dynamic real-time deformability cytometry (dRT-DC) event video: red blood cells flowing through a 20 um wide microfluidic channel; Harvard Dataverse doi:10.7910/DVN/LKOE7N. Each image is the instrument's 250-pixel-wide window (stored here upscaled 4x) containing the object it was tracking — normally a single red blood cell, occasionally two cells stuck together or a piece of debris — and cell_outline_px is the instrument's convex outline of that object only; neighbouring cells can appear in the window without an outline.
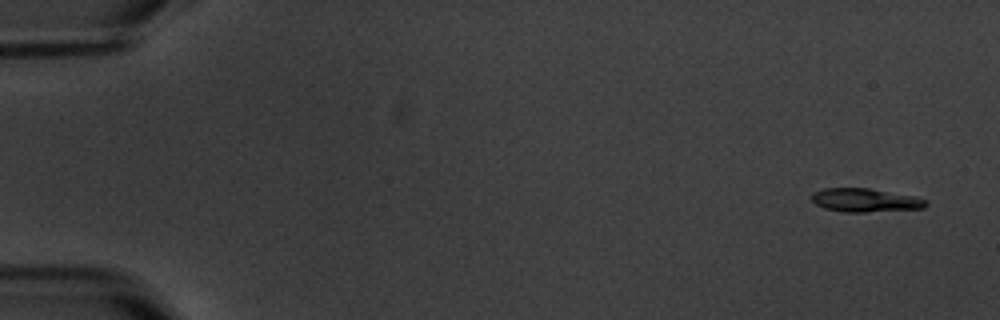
{"species": "common noctule bat (a hibernating species)", "species_latin": "Nyctalus noctula", "temperature_condition": "warm", "stored_images_in_passage": 5, "camera_frame_rate_fps": 3000, "um_per_image_px": 0.085, "animal": {"sex": "male", "body_mass_g": 20.1, "forearm_length_mm": 53.5}, "frame": {"image": 1, "passage_image": 1, "time_ms": 0.0, "image_size_px": [1000, 320], "cell_outline_px": [[928, 204], [924, 208], [864, 212], [844, 212], [824, 208], [816, 204], [812, 200], [812, 192], [824, 188], [868, 188], [916, 196], [928, 200]], "centroid_in_image_um": [73.56, 17.01], "position_along_channel_um": 11.4, "area_um2": 15.72}}
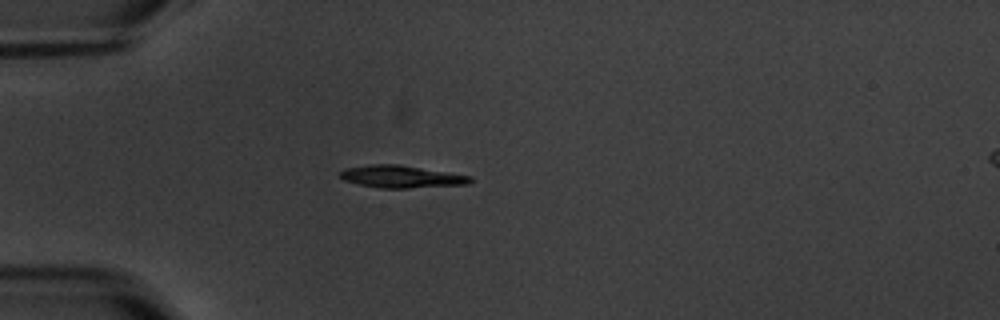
{"frame": {"image": 2, "passage_image": 5, "time_ms": 4.667, "image_size_px": [1000, 320], "cell_outline_px": [[472, 180], [468, 184], [408, 188], [380, 188], [360, 184], [344, 180], [340, 176], [340, 172], [344, 168], [372, 164], [400, 164], [472, 176]], "centroid_in_image_um": [34.12, 15.0], "position_along_channel_um": 50.9, "area_um2": 16.88}}